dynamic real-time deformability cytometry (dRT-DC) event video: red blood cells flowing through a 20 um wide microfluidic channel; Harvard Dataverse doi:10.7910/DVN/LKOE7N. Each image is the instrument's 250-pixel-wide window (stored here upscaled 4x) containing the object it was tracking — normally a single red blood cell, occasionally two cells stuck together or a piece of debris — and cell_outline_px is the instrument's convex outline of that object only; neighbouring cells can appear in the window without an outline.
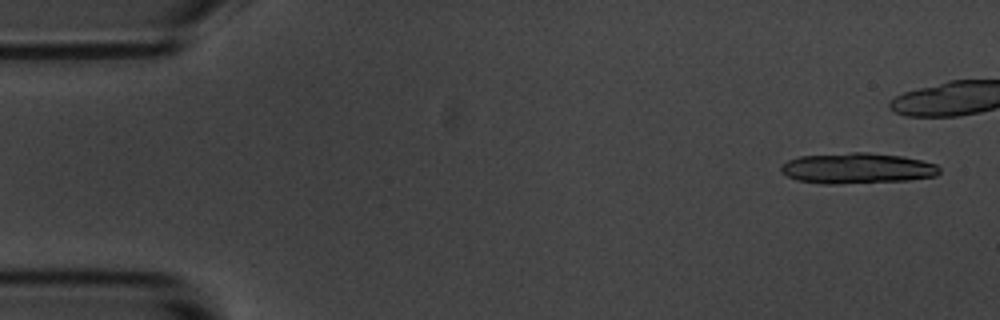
{"species": "common noctule bat (a hibernating species)", "species_latin": "Nyctalus noctula", "temperature_condition": "room temperature", "stored_images_in_passage": 6, "camera_frame_rate_fps": 3000, "um_per_image_px": 0.085, "animal": {"sex": "male", "body_mass_g": 20.1, "forearm_length_mm": 53.5}, "frame": {"image": 1, "passage_image": 1, "time_ms": 0.0, "image_size_px": [1000, 320], "cell_outline_px": [[940, 172], [936, 176], [908, 180], [840, 184], [820, 184], [796, 180], [780, 172], [780, 164], [788, 160], [800, 156], [852, 152], [868, 152], [904, 156], [936, 164], [940, 168]], "centroid_in_image_um": [72.83, 14.3], "position_along_channel_um": 12.2, "area_um2": 28.61}}